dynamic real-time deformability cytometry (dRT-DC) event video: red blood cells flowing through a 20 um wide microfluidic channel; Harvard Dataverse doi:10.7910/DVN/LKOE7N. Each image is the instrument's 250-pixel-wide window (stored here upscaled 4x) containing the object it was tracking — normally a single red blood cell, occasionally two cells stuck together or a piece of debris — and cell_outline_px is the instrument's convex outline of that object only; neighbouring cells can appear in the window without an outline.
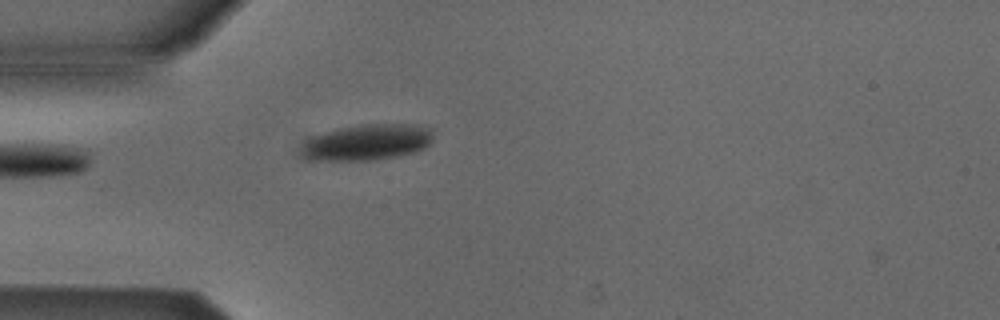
{"species": "Egyptian fruit bat (a non-hibernating species)", "species_latin": "Rousettus aegyptiacus", "temperature_condition": "cold", "stored_images_in_passage": 1, "camera_frame_rate_fps": 3000, "um_per_image_px": 0.085, "animal": {"sex": "male"}, "frame": {"image": 1, "passage_image": 1, "time_ms": 0.0, "image_size_px": [1000, 320], "cell_outline_px": [[432, 140], [424, 148], [412, 152], [396, 156], [368, 160], [308, 160], [300, 156], [304, 144], [312, 136], [336, 128], [360, 124], [416, 124], [432, 128]], "centroid_in_image_um": [31.19, 12.08], "position_along_channel_um": 53.8, "area_um2": 27.69}}